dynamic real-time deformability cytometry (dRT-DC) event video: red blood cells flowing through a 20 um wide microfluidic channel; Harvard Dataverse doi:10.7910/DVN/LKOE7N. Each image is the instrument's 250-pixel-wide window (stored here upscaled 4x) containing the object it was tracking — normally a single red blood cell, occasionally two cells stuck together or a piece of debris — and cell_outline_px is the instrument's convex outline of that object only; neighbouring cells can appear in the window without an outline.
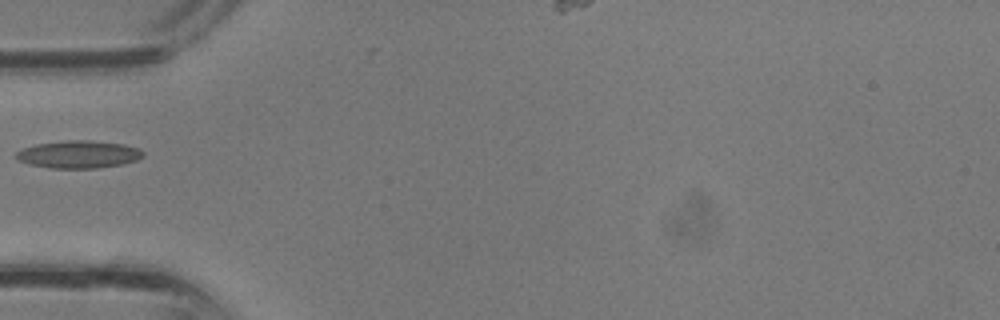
{"species": "common noctule bat (a hibernating species)", "species_latin": "Nyctalus noctula", "temperature_condition": "room temperature", "stored_images_in_passage": 5, "camera_frame_rate_fps": 3000, "um_per_image_px": 0.085, "animal": {"sex": "male", "body_mass_g": 13.3}, "frame": {"image": 1, "passage_image": 1, "time_ms": 0.0, "image_size_px": [1000, 320], "cell_outline_px": [[144, 156], [136, 160], [124, 164], [100, 168], [48, 168], [28, 164], [20, 160], [16, 156], [16, 152], [24, 148], [36, 144], [68, 140], [88, 140], [124, 144], [140, 148], [144, 152]], "centroid_in_image_um": [6.73, 13.12], "position_along_channel_um": 78.3, "area_um2": 20.46}}
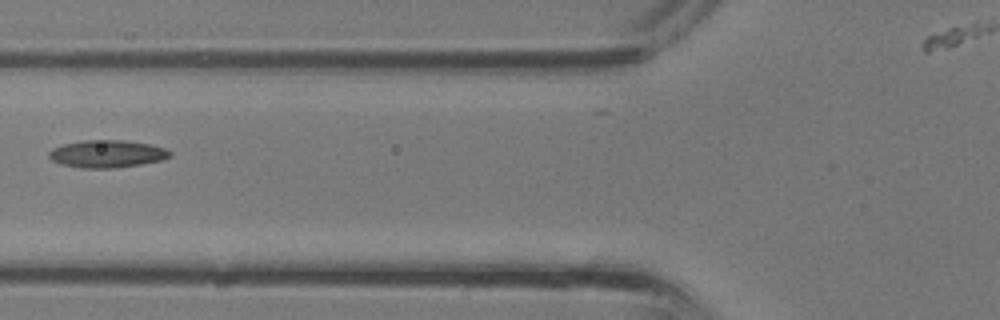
{"frame": {"image": 2, "passage_image": 3, "time_ms": 0.667, "image_size_px": [1000, 320], "cell_outline_px": [[172, 156], [160, 160], [140, 164], [112, 168], [80, 168], [60, 164], [52, 160], [48, 156], [48, 152], [52, 148], [64, 144], [84, 140], [124, 140], [148, 144], [164, 148], [172, 152]], "centroid_in_image_um": [9.07, 13.08], "position_along_channel_um": 116.7, "area_um2": 19.31}}